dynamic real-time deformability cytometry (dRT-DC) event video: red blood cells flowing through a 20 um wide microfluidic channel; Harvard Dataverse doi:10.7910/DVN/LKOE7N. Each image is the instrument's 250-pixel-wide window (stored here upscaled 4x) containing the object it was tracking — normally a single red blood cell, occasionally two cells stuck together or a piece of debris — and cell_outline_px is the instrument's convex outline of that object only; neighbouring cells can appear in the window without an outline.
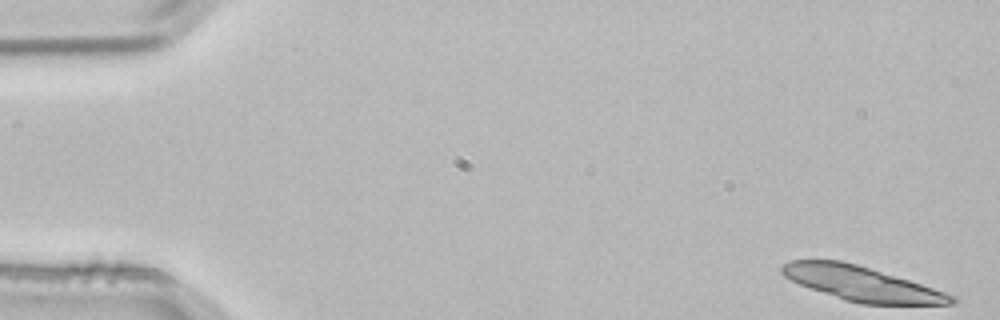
{"species": "common noctule bat (a hibernating species)", "species_latin": "Nyctalus noctula", "temperature_condition": "room temperature", "stored_images_in_passage": 4, "camera_frame_rate_fps": 3000, "um_per_image_px": 0.085, "animal": {"sex": "male", "body_mass_g": 21.5, "forearm_length_mm": 52.0}, "frame": {"image": 1, "passage_image": 1, "time_ms": 0.0, "image_size_px": [1000, 320], "cell_outline_px": [[956, 304], [860, 304], [844, 300], [800, 284], [784, 276], [780, 272], [780, 268], [784, 264], [792, 260], [840, 260], [856, 264], [908, 280], [956, 296]], "centroid_in_image_um": [73.22, 24.11], "position_along_channel_um": 11.8, "area_um2": 33.52}}
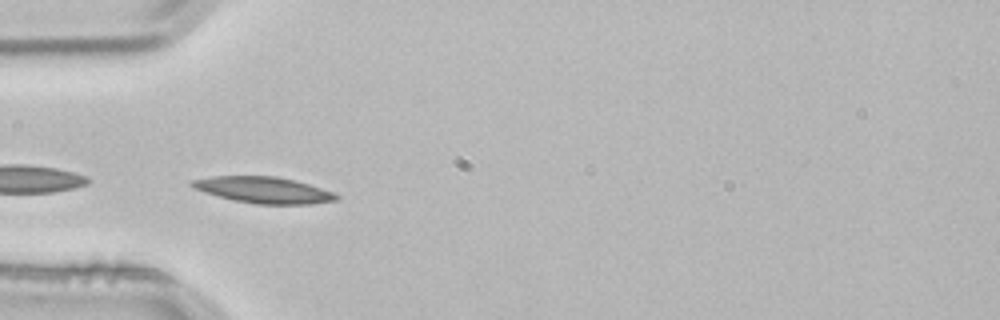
{"frame": {"image": 2, "passage_image": 4, "time_ms": 1.0, "image_size_px": [1000, 320], "cell_outline_px": [[340, 196], [336, 200], [312, 204], [256, 204], [232, 200], [216, 196], [192, 188], [188, 184], [192, 180], [212, 176], [276, 176], [296, 180], [336, 192]], "centroid_in_image_um": [22.41, 16.15], "position_along_channel_um": 62.6, "area_um2": 22.43}}